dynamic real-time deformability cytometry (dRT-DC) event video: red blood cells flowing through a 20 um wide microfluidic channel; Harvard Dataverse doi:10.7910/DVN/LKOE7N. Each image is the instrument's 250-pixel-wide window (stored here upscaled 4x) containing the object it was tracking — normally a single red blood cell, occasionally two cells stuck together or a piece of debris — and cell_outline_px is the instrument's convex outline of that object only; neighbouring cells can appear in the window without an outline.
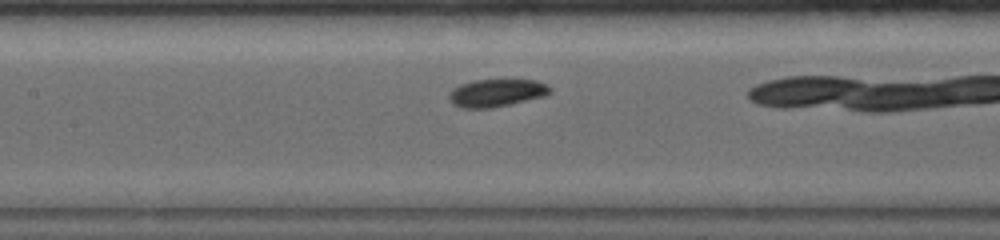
{"species": "common noctule bat (a hibernating species)", "species_latin": "Nyctalus noctula", "temperature_condition": "warm", "stored_images_in_passage": 21, "camera_frame_rate_fps": 5000, "um_per_image_px": 0.085, "animal": {"sex": "female", "body_mass_g": 19.0, "forearm_length_mm": 56.7}, "frame": {"image": 1, "passage_image": 7, "time_ms": 3.2, "image_size_px": [1000, 240], "cell_outline_px": [[548, 92], [536, 96], [504, 104], [460, 104], [452, 100], [452, 92], [460, 84], [476, 80], [536, 80], [544, 84], [548, 88]], "centroid_in_image_um": [42.26, 7.78], "position_along_channel_um": 165.1, "area_um2": 13.76}}
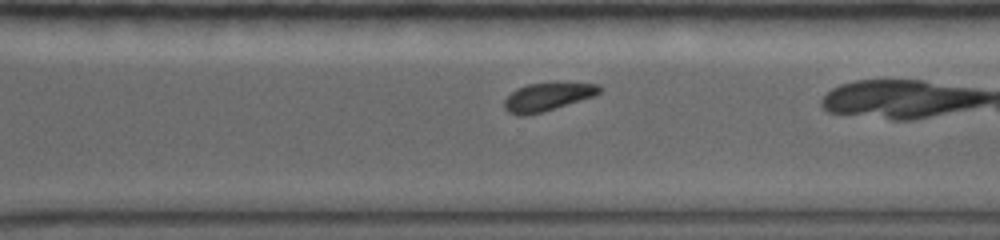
{"frame": {"image": 2, "passage_image": 15, "time_ms": 7.4, "image_size_px": [1000, 240], "cell_outline_px": [[604, 88], [600, 92], [592, 96], [540, 112], [524, 116], [516, 116], [508, 112], [504, 108], [504, 100], [512, 92], [528, 84], [556, 80], [568, 80], [600, 84]], "centroid_in_image_um": [46.59, 8.16], "position_along_channel_um": 324.0, "area_um2": 16.07}, "authors_computed_cell_mechanics": {"area_um2": 15.4904, "velocity_mm_per_s": 3.7848, "shape_relaxation_time_tau1_ms": 2.5445, "shape_relaxation_time_tau2_ms": null, "deformation_change_tau1": 0.0836, "deformation_change_tau2": null}}